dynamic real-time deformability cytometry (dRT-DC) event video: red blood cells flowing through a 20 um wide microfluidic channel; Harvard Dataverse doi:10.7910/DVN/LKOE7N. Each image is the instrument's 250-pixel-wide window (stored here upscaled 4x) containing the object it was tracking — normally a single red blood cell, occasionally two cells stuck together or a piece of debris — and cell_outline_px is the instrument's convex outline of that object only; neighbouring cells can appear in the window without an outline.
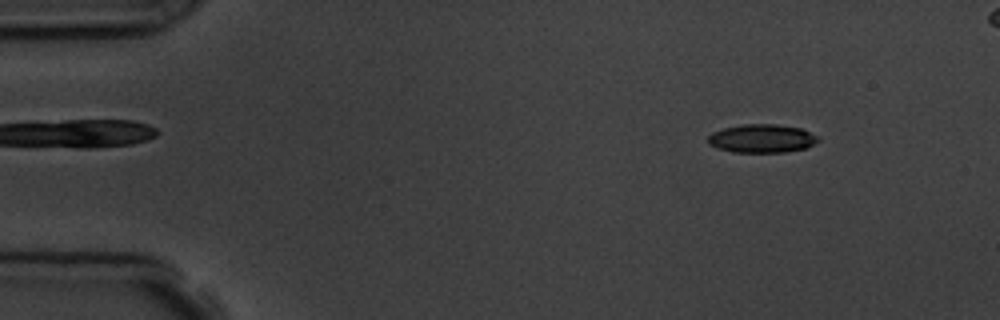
{"species": "common noctule bat (a hibernating species)", "species_latin": "Nyctalus noctula", "temperature_condition": "room temperature", "stored_images_in_passage": 4, "segment_of_instrument_passage": [1, 2], "camera_frame_rate_fps": 3000, "um_per_image_px": 0.085, "animal": {"sex": "male", "body_mass_g": 19.5, "forearm_length_mm": 54.6}, "frame": {"image": 1, "passage_image": 1, "time_ms": 0.0, "image_size_px": [1000, 320], "cell_outline_px": [[820, 140], [804, 148], [784, 152], [732, 152], [716, 148], [708, 144], [708, 136], [712, 132], [724, 128], [744, 124], [776, 124], [800, 128], [816, 136]], "centroid_in_image_um": [64.7, 11.77], "position_along_channel_um": 20.3, "area_um2": 18.09}}